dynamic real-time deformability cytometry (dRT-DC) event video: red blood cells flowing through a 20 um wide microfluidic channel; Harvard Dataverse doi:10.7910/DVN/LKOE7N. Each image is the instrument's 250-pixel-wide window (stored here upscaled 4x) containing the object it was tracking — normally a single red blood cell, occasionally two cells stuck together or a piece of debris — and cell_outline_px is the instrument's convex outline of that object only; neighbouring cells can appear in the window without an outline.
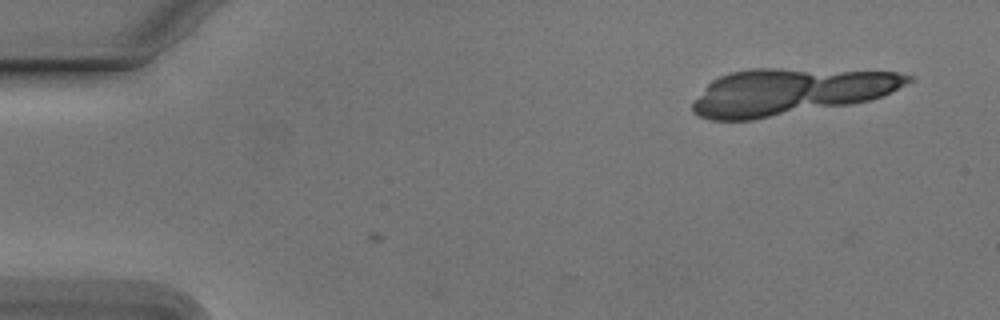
{"species": "Egyptian fruit bat (a non-hibernating species)", "species_latin": "Rousettus aegyptiacus", "temperature_condition": "cold", "stored_images_in_passage": 18, "segment_of_instrument_passage": [1, 2], "camera_frame_rate_fps": 3000, "um_per_image_px": 0.085, "animal": {"sex": "male"}, "frame": {"image": 1, "passage_image": 1, "time_ms": 0.0, "image_size_px": [1000, 320], "cell_outline_px": [[900, 80], [892, 88], [876, 96], [860, 100], [820, 100], [828, 80], [836, 76], [856, 72], [888, 72], [896, 76]], "centroid_in_image_um": [72.98, 7.29], "position_along_channel_um": 12.0, "area_um2": 12.14}}